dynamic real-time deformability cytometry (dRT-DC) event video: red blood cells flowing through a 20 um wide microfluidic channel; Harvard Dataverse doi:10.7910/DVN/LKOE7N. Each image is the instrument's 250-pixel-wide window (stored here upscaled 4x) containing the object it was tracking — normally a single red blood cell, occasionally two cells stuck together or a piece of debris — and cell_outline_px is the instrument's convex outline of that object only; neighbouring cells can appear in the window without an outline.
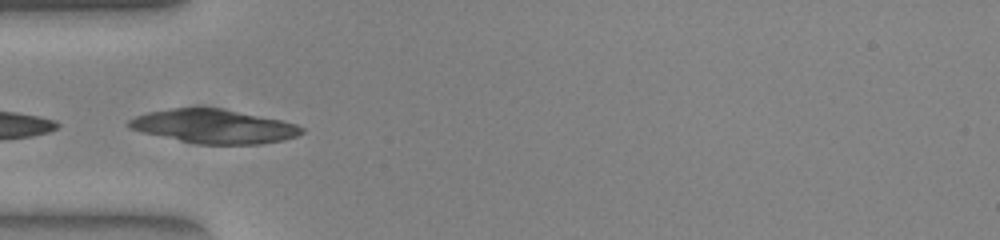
{"species": "common noctule bat (a hibernating species)", "species_latin": "Nyctalus noctula", "temperature_condition": "warm", "stored_images_in_passage": 8, "camera_frame_rate_fps": 3000, "um_per_image_px": 0.085, "animal": {"sex": "female", "body_mass_g": 23.0, "forearm_length_mm": 53.4}, "frame": {"image": 1, "passage_image": 2, "time_ms": 0.333, "image_size_px": [1000, 240], "cell_outline_px": [[304, 132], [296, 136], [284, 140], [260, 144], [200, 144], [180, 140], [144, 132], [128, 128], [124, 124], [128, 120], [136, 116], [148, 112], [168, 108], [224, 108], [280, 120], [296, 124], [304, 128]], "centroid_in_image_um": [18.18, 10.73], "position_along_channel_um": 66.8, "area_um2": 33.99}}